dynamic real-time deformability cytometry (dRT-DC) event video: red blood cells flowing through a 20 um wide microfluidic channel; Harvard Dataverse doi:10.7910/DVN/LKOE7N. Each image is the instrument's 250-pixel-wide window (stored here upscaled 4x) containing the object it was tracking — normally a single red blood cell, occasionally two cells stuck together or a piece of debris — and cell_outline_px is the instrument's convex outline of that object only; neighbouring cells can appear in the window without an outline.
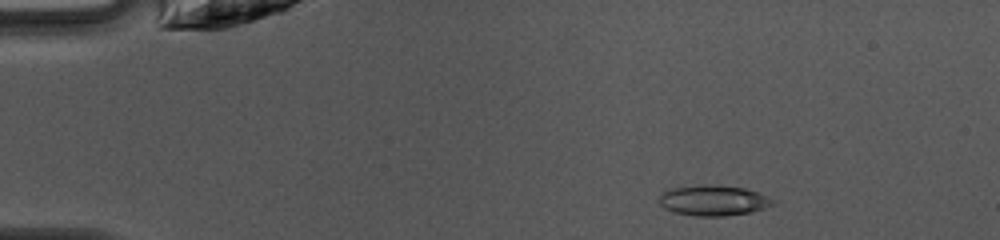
{"species": "common noctule bat (a hibernating species)", "species_latin": "Nyctalus noctula", "temperature_condition": "warm", "stored_images_in_passage": 48, "camera_frame_rate_fps": 3000, "um_per_image_px": 0.085, "animal": {"sex": "female", "body_mass_g": 10.0, "forearm_length_mm": 53.1}, "frame": {"image": 1, "passage_image": 8, "time_ms": 2.333, "image_size_px": [1000, 240], "cell_outline_px": [[776, 204], [752, 212], [724, 216], [692, 216], [676, 212], [664, 208], [660, 204], [660, 196], [668, 188], [704, 184], [712, 184], [744, 188], [768, 196], [776, 200]], "centroid_in_image_um": [60.66, 17.03], "position_along_channel_um": 24.3, "area_um2": 20.35}}
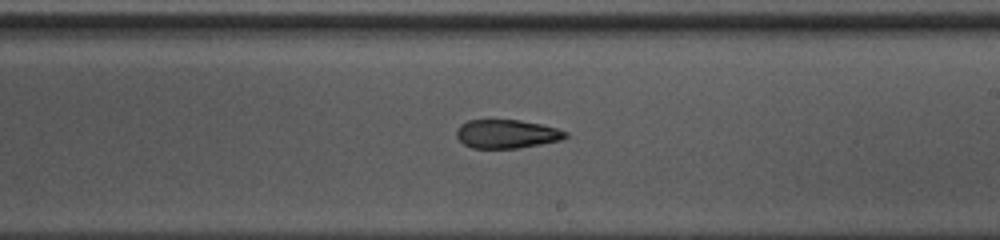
{"frame": {"image": 2, "passage_image": 29, "time_ms": 9.333, "image_size_px": [1000, 240], "cell_outline_px": [[568, 136], [560, 140], [520, 148], [472, 148], [464, 144], [456, 136], [456, 128], [460, 124], [468, 120], [520, 120], [540, 124], [556, 128], [568, 132]], "centroid_in_image_um": [43.05, 11.38], "position_along_channel_um": 246.0, "area_um2": 18.21}}
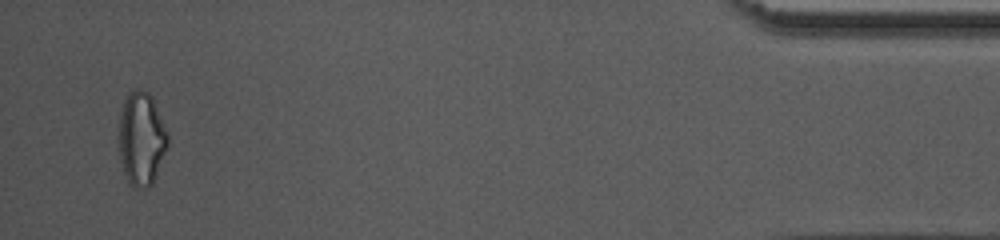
{"frame": {"image": 3, "passage_image": 47, "time_ms": 15.333, "image_size_px": [1000, 240], "cell_outline_px": [[168, 148], [152, 184], [148, 188], [132, 188], [124, 176], [120, 160], [120, 112], [124, 100], [128, 92], [136, 88], [140, 88], [148, 92], [152, 96], [168, 132]], "centroid_in_image_um": [12.03, 11.8], "position_along_channel_um": 423.2, "area_um2": 26.99}, "authors_computed_cell_mechanics": {"area_um2": 19.8543, "velocity_mm_per_s": 4.1643, "shape_relaxation_time_tau1_ms": null, "shape_relaxation_time_tau2_ms": 5.0442, "deformation_change_tau1": null, "deformation_change_tau2": 0.1247}}